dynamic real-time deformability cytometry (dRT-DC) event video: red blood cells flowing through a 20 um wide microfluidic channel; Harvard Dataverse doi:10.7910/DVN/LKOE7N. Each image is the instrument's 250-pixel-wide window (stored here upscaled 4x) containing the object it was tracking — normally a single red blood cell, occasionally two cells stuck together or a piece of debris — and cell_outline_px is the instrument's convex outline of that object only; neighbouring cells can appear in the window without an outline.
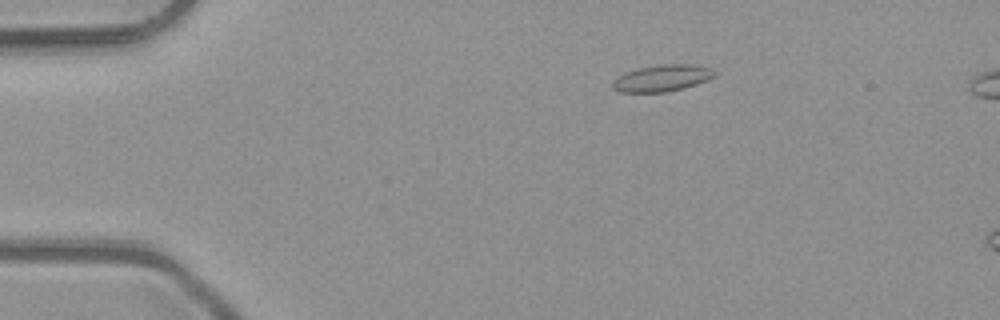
{"species": "common noctule bat (a hibernating species)", "species_latin": "Nyctalus noctula", "temperature_condition": "room temperature", "stored_images_in_passage": 3, "camera_frame_rate_fps": 3000, "um_per_image_px": 0.085, "animal": {"sex": "male", "body_mass_g": 23.1, "forearm_length_mm": 52.7}, "frame": {"image": 1, "passage_image": 1, "time_ms": 0.0, "image_size_px": [1000, 320], "cell_outline_px": [[716, 76], [696, 84], [684, 88], [668, 92], [620, 92], [612, 88], [612, 80], [636, 68], [660, 64], [688, 64], [712, 68], [716, 72]], "centroid_in_image_um": [56.29, 6.64], "position_along_channel_um": 28.7, "area_um2": 15.84}}